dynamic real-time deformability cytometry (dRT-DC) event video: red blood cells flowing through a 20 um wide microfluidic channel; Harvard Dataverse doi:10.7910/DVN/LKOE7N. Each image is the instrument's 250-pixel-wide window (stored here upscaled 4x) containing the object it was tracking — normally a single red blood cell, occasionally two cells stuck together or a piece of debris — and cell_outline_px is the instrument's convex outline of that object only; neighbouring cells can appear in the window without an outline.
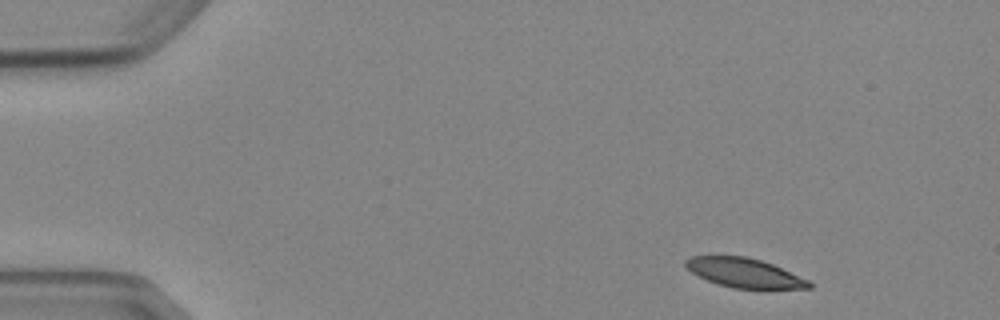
{"species": "Egyptian fruit bat (a non-hibernating species)", "species_latin": "Rousettus aegyptiacus", "temperature_condition": "cold", "stored_images_in_passage": 3, "camera_frame_rate_fps": 3000, "um_per_image_px": 0.085, "animal": {"sex": "female"}, "frame": {"image": 1, "passage_image": 1, "time_ms": 0.0, "image_size_px": [1000, 320], "cell_outline_px": [[812, 288], [764, 292], [732, 288], [716, 284], [692, 272], [684, 264], [684, 260], [688, 256], [744, 256], [760, 260], [772, 264], [808, 280], [812, 284]], "centroid_in_image_um": [63.34, 23.26], "position_along_channel_um": 21.7, "area_um2": 21.91}}
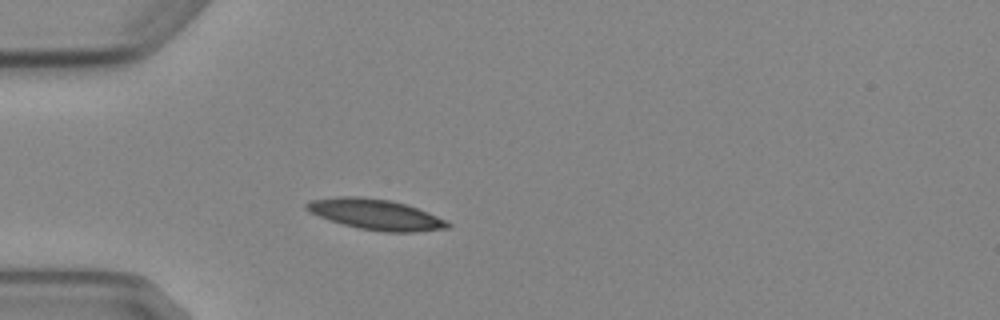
{"frame": {"image": 2, "passage_image": 3, "time_ms": 3.0, "image_size_px": [1000, 320], "cell_outline_px": [[452, 224], [448, 228], [416, 232], [380, 232], [360, 228], [328, 220], [308, 212], [304, 208], [304, 204], [308, 200], [336, 196], [360, 196], [392, 200], [408, 204], [448, 220]], "centroid_in_image_um": [31.92, 18.21], "position_along_channel_um": 53.1, "area_um2": 25.66}}